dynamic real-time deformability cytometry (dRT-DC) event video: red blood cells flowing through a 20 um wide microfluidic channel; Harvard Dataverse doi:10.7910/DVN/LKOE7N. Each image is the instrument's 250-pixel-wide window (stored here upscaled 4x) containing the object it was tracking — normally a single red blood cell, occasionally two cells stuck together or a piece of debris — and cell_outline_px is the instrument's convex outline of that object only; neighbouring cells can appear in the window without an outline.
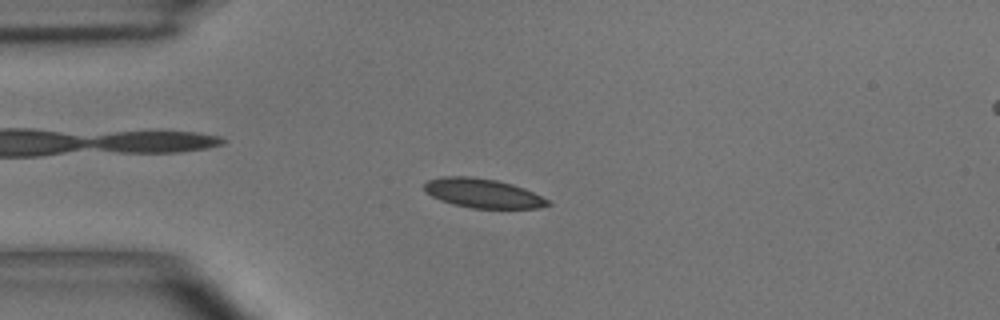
{"species": "common noctule bat (a hibernating species)", "species_latin": "Nyctalus noctula", "temperature_condition": "room temperature", "stored_images_in_passage": 2, "segment_of_instrument_passage": [1, 2], "camera_frame_rate_fps": 3000, "um_per_image_px": 0.085, "animal": {"sex": "male", "body_mass_g": 15.6}, "frame": {"image": 1, "passage_image": 1, "time_ms": 0.0, "image_size_px": [1000, 320], "cell_outline_px": [[552, 204], [540, 208], [472, 208], [452, 204], [440, 200], [424, 192], [424, 184], [428, 180], [440, 176], [472, 176], [496, 180], [512, 184], [524, 188], [548, 200]], "centroid_in_image_um": [41.0, 16.42], "position_along_channel_um": 44.0, "area_um2": 21.1}}